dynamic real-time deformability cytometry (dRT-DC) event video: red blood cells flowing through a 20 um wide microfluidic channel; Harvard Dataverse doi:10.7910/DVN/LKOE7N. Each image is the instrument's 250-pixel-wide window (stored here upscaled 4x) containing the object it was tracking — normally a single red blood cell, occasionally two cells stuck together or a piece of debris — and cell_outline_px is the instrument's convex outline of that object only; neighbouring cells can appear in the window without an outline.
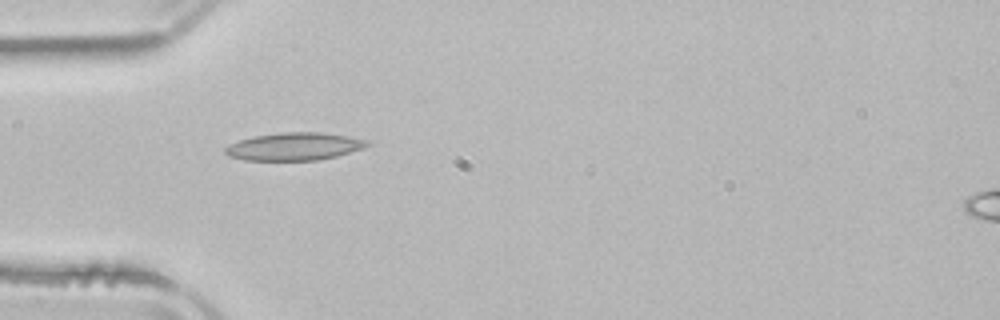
{"species": "common noctule bat (a hibernating species)", "species_latin": "Nyctalus noctula", "temperature_condition": "room temperature", "stored_images_in_passage": 37, "camera_frame_rate_fps": 3000, "um_per_image_px": 0.085, "animal": {"sex": "male", "body_mass_g": 21.5, "forearm_length_mm": 52.0}, "frame": {"image": 1, "passage_image": 1, "time_ms": 0.0, "image_size_px": [1000, 320], "cell_outline_px": [[372, 144], [364, 148], [336, 156], [316, 160], [244, 160], [228, 156], [224, 152], [224, 148], [228, 144], [252, 136], [280, 132], [324, 132], [348, 136], [368, 140]], "centroid_in_image_um": [25.01, 12.44], "position_along_channel_um": 60.0, "area_um2": 23.12}}
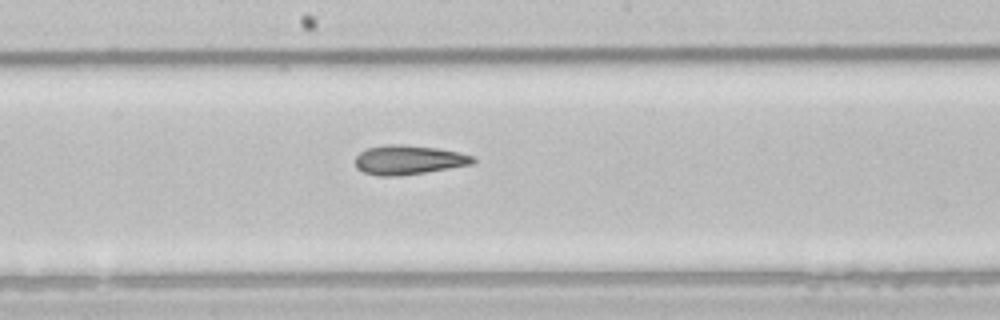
{"frame": {"image": 2, "passage_image": 13, "time_ms": 4.0, "image_size_px": [1000, 320], "cell_outline_px": [[476, 160], [472, 164], [400, 176], [380, 176], [364, 172], [356, 168], [356, 156], [360, 152], [368, 148], [384, 144], [400, 144], [436, 148], [456, 152], [472, 156]], "centroid_in_image_um": [34.68, 13.59], "position_along_channel_um": 213.5, "area_um2": 19.83}}
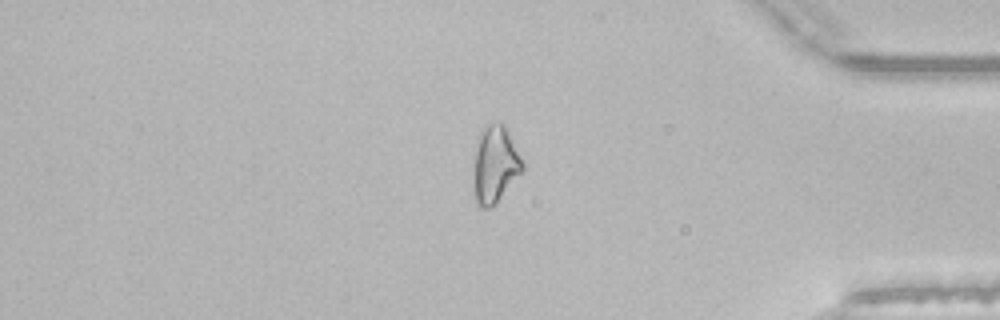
{"frame": {"image": 3, "passage_image": 29, "time_ms": 9.333, "image_size_px": [1000, 320], "cell_outline_px": [[524, 168], [496, 204], [488, 208], [480, 208], [476, 204], [472, 196], [472, 172], [476, 136], [488, 124], [504, 124], [524, 164]], "centroid_in_image_um": [41.99, 14.04], "position_along_channel_um": 393.2, "area_um2": 22.43}, "authors_computed_cell_mechanics": {"area_um2": 20.23, "velocity_mm_per_s": 3.8957, "shape_relaxation_time_tau1_ms": null, "shape_relaxation_time_tau2_ms": 3.2872, "deformation_change_tau1": null, "deformation_change_tau2": 0.1201}}